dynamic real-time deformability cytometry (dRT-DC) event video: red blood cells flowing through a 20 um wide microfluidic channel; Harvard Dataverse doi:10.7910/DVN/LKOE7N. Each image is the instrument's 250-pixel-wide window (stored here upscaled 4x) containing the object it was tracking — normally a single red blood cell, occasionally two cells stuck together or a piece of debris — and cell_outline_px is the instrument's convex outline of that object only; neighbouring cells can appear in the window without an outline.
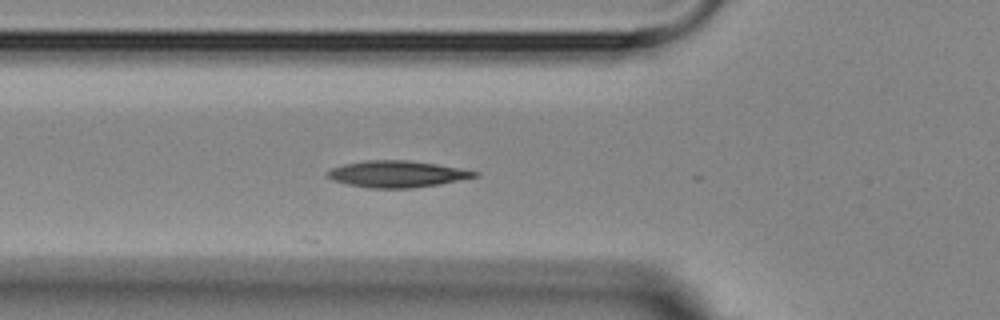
{"species": "Egyptian fruit bat (a non-hibernating species)", "species_latin": "Rousettus aegyptiacus", "temperature_condition": "room temperature", "stored_images_in_passage": 6, "camera_frame_rate_fps": 3000, "um_per_image_px": 0.085, "animal": {"sex": "female"}, "frame": {"image": 1, "passage_image": 5, "time_ms": 4.667, "image_size_px": [1000, 320], "cell_outline_px": [[480, 176], [440, 184], [412, 188], [368, 188], [348, 184], [332, 180], [328, 176], [328, 172], [332, 168], [344, 164], [364, 160], [408, 160], [436, 164], [480, 172]], "centroid_in_image_um": [33.77, 14.79], "position_along_channel_um": 92.0, "area_um2": 22.72}}